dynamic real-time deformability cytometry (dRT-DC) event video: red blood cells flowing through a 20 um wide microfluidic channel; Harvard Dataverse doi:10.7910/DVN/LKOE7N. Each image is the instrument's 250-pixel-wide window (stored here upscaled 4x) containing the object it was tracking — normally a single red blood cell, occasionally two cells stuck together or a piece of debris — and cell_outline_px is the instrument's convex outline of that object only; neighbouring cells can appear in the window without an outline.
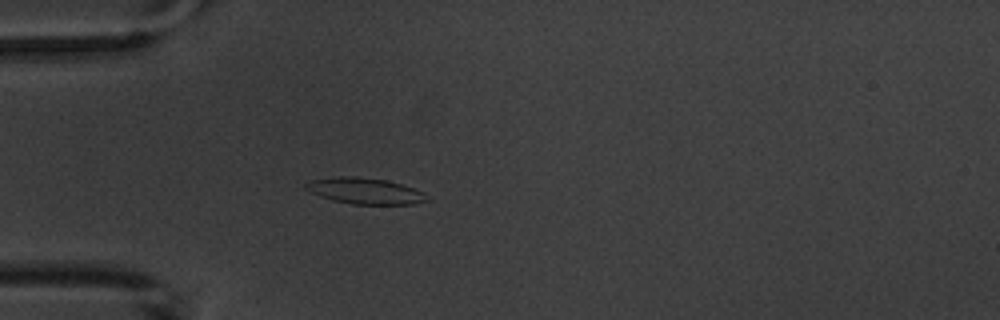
{"species": "common noctule bat (a hibernating species)", "species_latin": "Nyctalus noctula", "temperature_condition": "warm", "stored_images_in_passage": 5, "camera_frame_rate_fps": 3000, "um_per_image_px": 0.085, "animal": {"sex": "male", "body_mass_g": 20.1, "forearm_length_mm": 53.5}, "frame": {"image": 1, "passage_image": 5, "time_ms": 4.667, "image_size_px": [1000, 320], "cell_outline_px": [[428, 200], [416, 204], [352, 204], [332, 200], [320, 196], [304, 188], [304, 184], [312, 180], [336, 176], [356, 176], [384, 180], [400, 184], [424, 192]], "centroid_in_image_um": [31.0, 16.23], "position_along_channel_um": 54.0, "area_um2": 18.26}}